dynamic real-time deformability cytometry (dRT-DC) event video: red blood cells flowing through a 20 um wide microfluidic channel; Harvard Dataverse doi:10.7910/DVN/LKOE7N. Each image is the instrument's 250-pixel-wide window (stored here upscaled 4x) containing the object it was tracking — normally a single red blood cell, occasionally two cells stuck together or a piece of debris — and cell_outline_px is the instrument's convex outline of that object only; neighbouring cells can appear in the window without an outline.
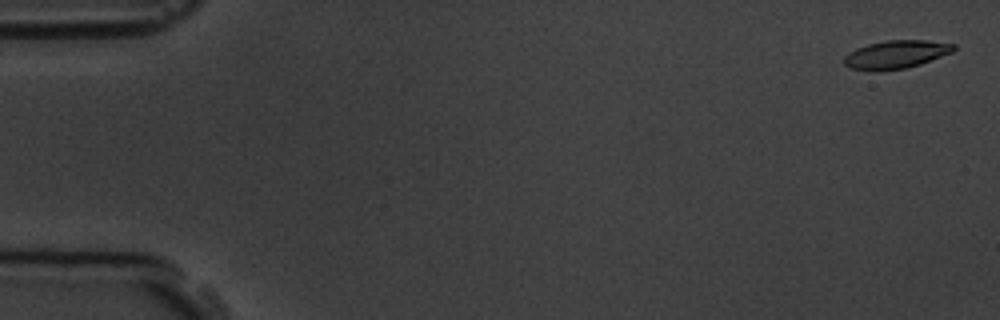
{"species": "common noctule bat (a hibernating species)", "species_latin": "Nyctalus noctula", "temperature_condition": "room temperature", "stored_images_in_passage": 15, "camera_frame_rate_fps": 3000, "um_per_image_px": 0.085, "animal": {"sex": "male", "body_mass_g": 19.5, "forearm_length_mm": 54.6}, "frame": {"image": 1, "passage_image": 1, "time_ms": 0.0, "image_size_px": [1000, 320], "cell_outline_px": [[956, 48], [952, 52], [920, 64], [904, 68], [848, 68], [844, 64], [844, 56], [856, 48], [868, 44], [884, 40], [928, 40], [956, 44]], "centroid_in_image_um": [76.21, 4.57], "position_along_channel_um": 8.8, "area_um2": 17.34}}
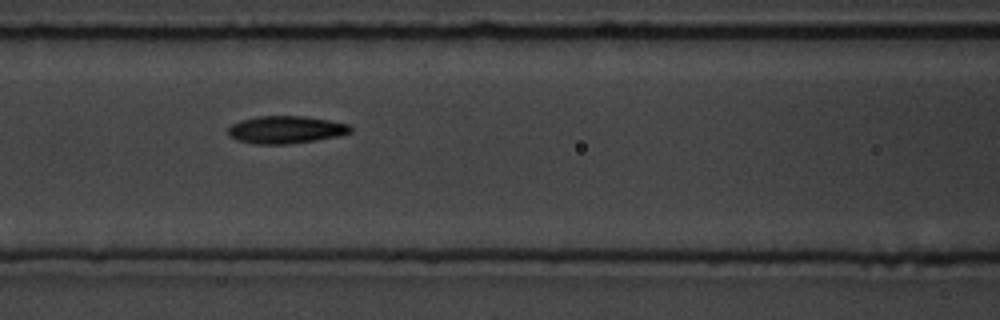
{"frame": {"image": 2, "passage_image": 7, "time_ms": 7.667, "image_size_px": [1000, 320], "cell_outline_px": [[352, 132], [340, 136], [316, 140], [288, 144], [256, 144], [236, 140], [228, 136], [228, 128], [232, 124], [240, 120], [260, 116], [304, 116], [328, 120], [348, 124], [352, 128]], "centroid_in_image_um": [24.29, 11.03], "position_along_channel_um": 142.3, "area_um2": 19.71}}
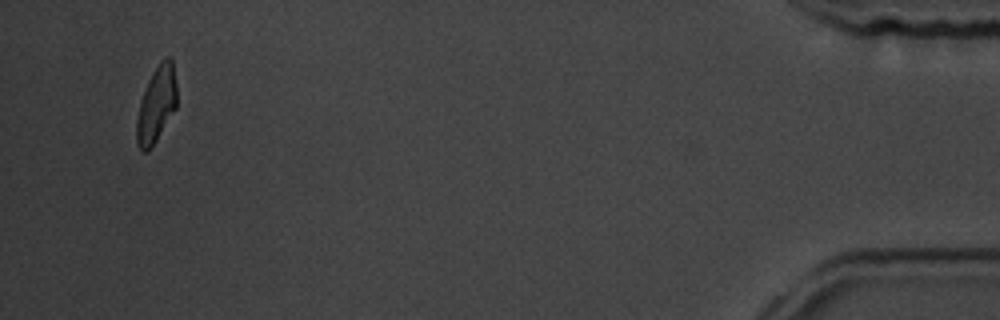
{"frame": {"image": 3, "passage_image": 15, "time_ms": 17.667, "image_size_px": [1000, 320], "cell_outline_px": [[176, 108], [156, 140], [144, 152], [140, 152], [136, 144], [136, 120], [140, 100], [148, 80], [152, 72], [160, 60], [164, 56], [168, 56], [172, 60], [176, 84]], "centroid_in_image_um": [13.27, 8.85], "position_along_channel_um": 421.9, "area_um2": 17.8}, "authors_computed_cell_mechanics": {"area_um2": 18.7272, "velocity_mm_per_s": 3.6128, "shape_relaxation_time_tau1_ms": 8.1047, "shape_relaxation_time_tau2_ms": 6.1903, "deformation_change_tau1": 0.1716, "deformation_change_tau2": 0.1026}}